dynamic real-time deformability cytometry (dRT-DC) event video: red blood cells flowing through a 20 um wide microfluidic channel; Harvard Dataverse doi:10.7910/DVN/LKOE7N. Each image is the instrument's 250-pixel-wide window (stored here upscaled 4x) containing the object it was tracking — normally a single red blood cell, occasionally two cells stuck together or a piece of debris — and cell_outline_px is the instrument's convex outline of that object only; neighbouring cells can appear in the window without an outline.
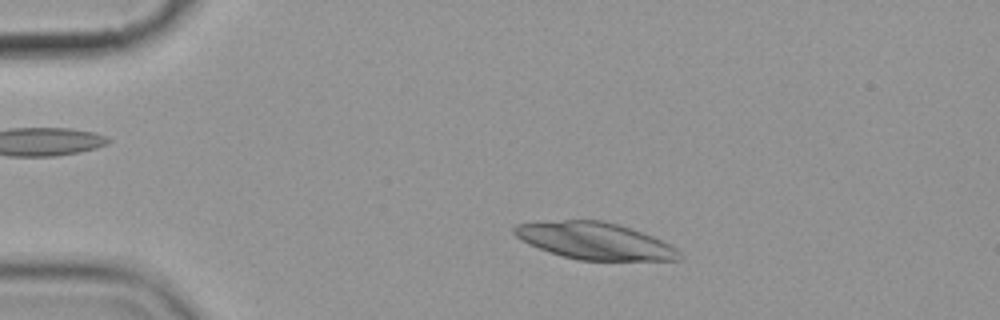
{"species": "common noctule bat (a hibernating species)", "species_latin": "Nyctalus noctula", "temperature_condition": "cold", "stored_images_in_passage": 3, "camera_frame_rate_fps": 3000, "um_per_image_px": 0.085, "animal": {"sex": "female", "body_mass_g": 19.9}, "frame": {"image": 1, "passage_image": 2, "time_ms": 1.333, "image_size_px": [1000, 320], "cell_outline_px": [[684, 260], [580, 260], [548, 252], [528, 244], [516, 236], [512, 232], [512, 228], [516, 224], [564, 220], [600, 220], [616, 224], [652, 236], [676, 248], [684, 256]], "centroid_in_image_um": [50.55, 20.49], "position_along_channel_um": 34.4, "area_um2": 35.2}}